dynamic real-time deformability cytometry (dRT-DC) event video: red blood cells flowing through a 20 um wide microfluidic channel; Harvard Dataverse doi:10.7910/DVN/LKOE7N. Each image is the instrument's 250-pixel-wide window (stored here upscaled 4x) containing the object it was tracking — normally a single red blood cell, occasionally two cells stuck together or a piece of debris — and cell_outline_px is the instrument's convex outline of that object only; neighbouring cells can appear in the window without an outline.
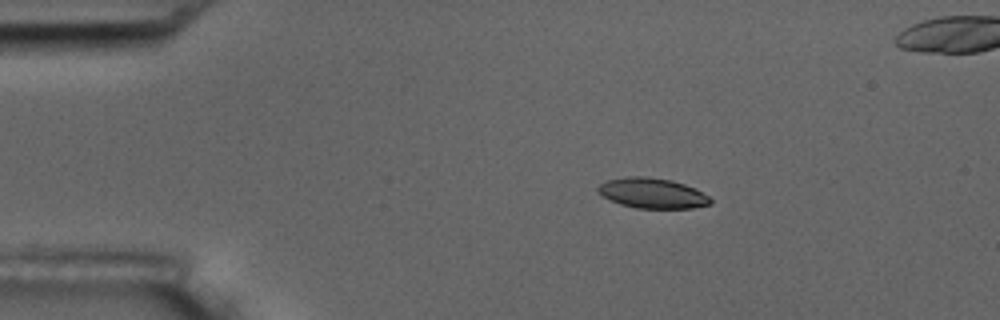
{"species": "common noctule bat (a hibernating species)", "species_latin": "Nyctalus noctula", "temperature_condition": "room temperature", "stored_images_in_passage": 5, "camera_frame_rate_fps": 3000, "um_per_image_px": 0.085, "animal": {"sex": "male", "body_mass_g": 17.5, "forearm_length_mm": 52.3}, "frame": {"image": 1, "passage_image": 2, "time_ms": 1.333, "image_size_px": [1000, 320], "cell_outline_px": [[712, 204], [692, 208], [636, 208], [620, 204], [596, 192], [596, 188], [600, 184], [608, 180], [628, 176], [648, 176], [672, 180], [684, 184], [708, 196], [712, 200]], "centroid_in_image_um": [55.43, 16.41], "position_along_channel_um": 29.6, "area_um2": 19.71}}